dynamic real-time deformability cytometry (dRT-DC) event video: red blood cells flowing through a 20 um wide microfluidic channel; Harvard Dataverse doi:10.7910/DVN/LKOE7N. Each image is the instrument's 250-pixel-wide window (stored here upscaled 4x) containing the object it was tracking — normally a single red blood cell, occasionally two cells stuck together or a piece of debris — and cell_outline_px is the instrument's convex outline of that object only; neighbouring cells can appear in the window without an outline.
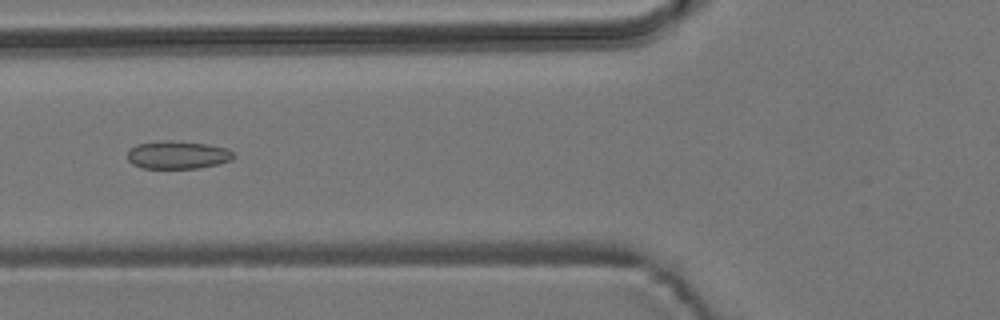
{"species": "common noctule bat (a hibernating species)", "species_latin": "Nyctalus noctula", "temperature_condition": "room temperature", "stored_images_in_passage": 54, "camera_frame_rate_fps": 3000, "um_per_image_px": 0.085, "animal": {"sex": "male", "body_mass_g": 19.2, "forearm_length_mm": 51.8}, "frame": {"image": 1, "passage_image": 21, "time_ms": 6.667, "image_size_px": [1000, 320], "cell_outline_px": [[236, 156], [232, 160], [220, 164], [200, 168], [140, 168], [132, 164], [128, 160], [128, 152], [136, 144], [172, 140], [208, 144], [228, 148]], "centroid_in_image_um": [15.15, 13.17], "position_along_channel_um": 110.7, "area_um2": 17.4}}
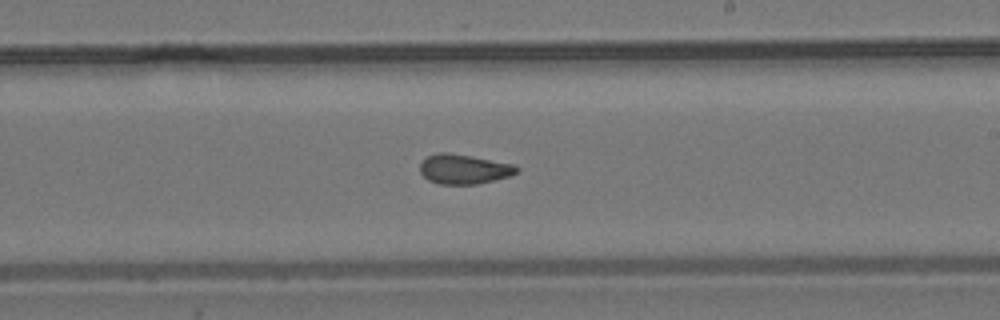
{"frame": {"image": 2, "passage_image": 32, "time_ms": 10.333, "image_size_px": [1000, 320], "cell_outline_px": [[520, 172], [512, 176], [476, 184], [440, 184], [428, 180], [420, 172], [420, 164], [428, 156], [440, 152], [448, 152], [472, 156], [516, 164], [520, 168]], "centroid_in_image_um": [39.5, 14.37], "position_along_channel_um": 249.5, "area_um2": 16.94}}
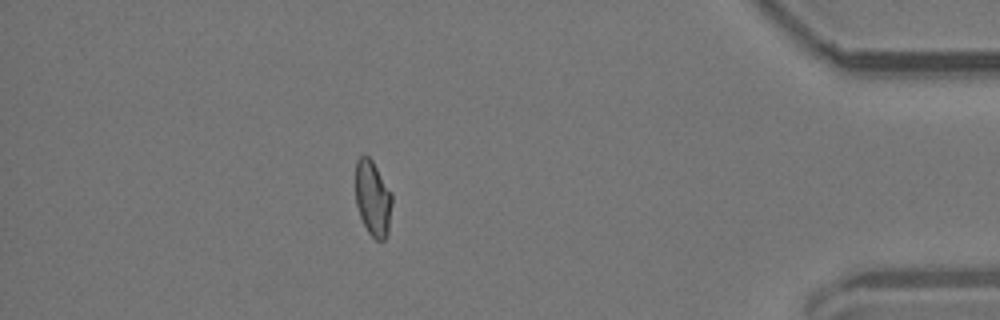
{"frame": {"image": 3, "passage_image": 48, "time_ms": 15.667, "image_size_px": [1000, 320], "cell_outline_px": [[392, 204], [388, 232], [384, 240], [376, 240], [368, 232], [360, 216], [356, 204], [356, 160], [360, 156], [368, 156], [372, 160], [392, 192]], "centroid_in_image_um": [31.7, 16.85], "position_along_channel_um": 403.5, "area_um2": 16.07}, "authors_computed_cell_mechanics": {"area_um2": 17.1088, "velocity_mm_per_s": 3.7816, "shape_relaxation_time_tau1_ms": null, "shape_relaxation_time_tau2_ms": 1.8933, "deformation_change_tau1": null, "deformation_change_tau2": 0.085}}